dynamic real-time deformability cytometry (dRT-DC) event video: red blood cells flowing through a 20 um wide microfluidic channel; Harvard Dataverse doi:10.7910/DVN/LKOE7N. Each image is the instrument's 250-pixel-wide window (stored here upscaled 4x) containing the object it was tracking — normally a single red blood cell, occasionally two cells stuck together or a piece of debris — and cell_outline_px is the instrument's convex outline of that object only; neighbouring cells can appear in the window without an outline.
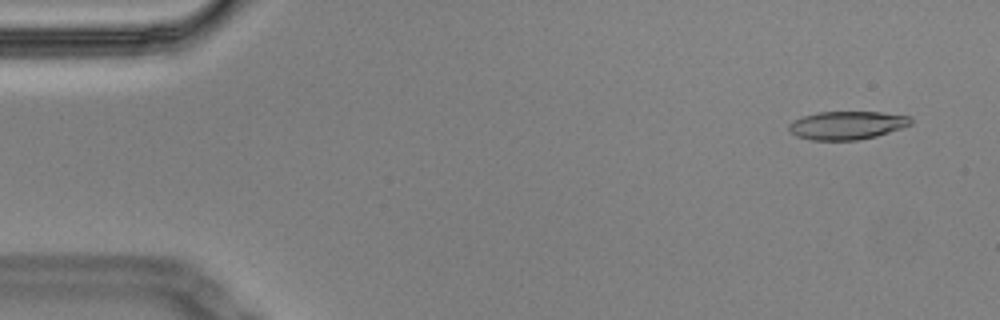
{"species": "Egyptian fruit bat (a non-hibernating species)", "species_latin": "Rousettus aegyptiacus", "temperature_condition": "cold", "stored_images_in_passage": 58, "camera_frame_rate_fps": 3000, "um_per_image_px": 0.085, "animal": {"sex": "male"}, "frame": {"image": 1, "passage_image": 4, "time_ms": 1.0, "image_size_px": [1000, 320], "cell_outline_px": [[912, 124], [876, 136], [856, 140], [812, 140], [796, 136], [788, 128], [788, 124], [804, 116], [816, 112], [880, 112], [912, 116]], "centroid_in_image_um": [72.01, 10.64], "position_along_channel_um": 13.0, "area_um2": 19.94}}
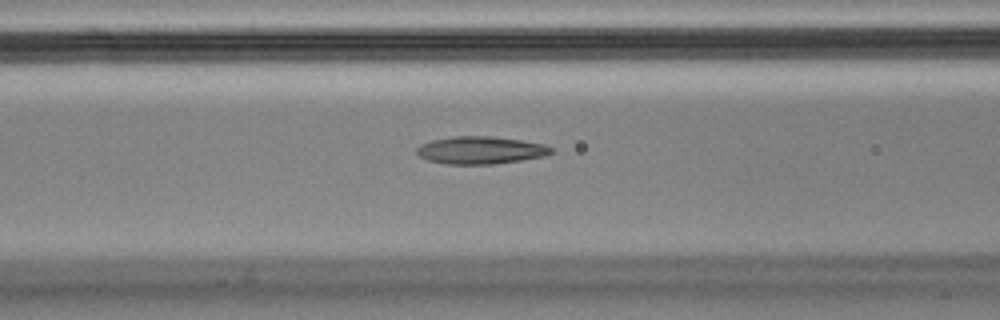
{"frame": {"image": 2, "passage_image": 23, "time_ms": 7.333, "image_size_px": [1000, 320], "cell_outline_px": [[552, 152], [544, 156], [520, 160], [492, 164], [444, 164], [428, 160], [420, 156], [416, 152], [416, 148], [420, 144], [432, 140], [452, 136], [492, 136], [520, 140], [544, 144], [552, 148]], "centroid_in_image_um": [40.81, 12.76], "position_along_channel_um": 125.8, "area_um2": 21.5}}
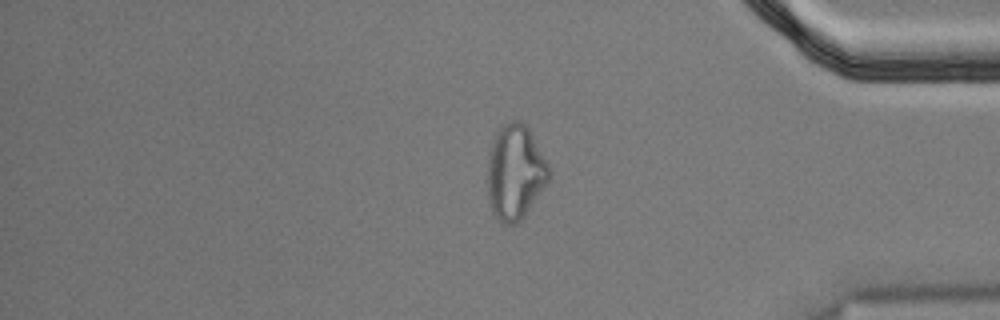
{"frame": {"image": 3, "passage_image": 48, "time_ms": 15.667, "image_size_px": [1000, 320], "cell_outline_px": [[548, 180], [524, 216], [516, 224], [504, 224], [492, 216], [488, 200], [488, 156], [492, 140], [496, 132], [504, 124], [512, 120], [520, 120], [532, 132], [548, 164]], "centroid_in_image_um": [43.75, 14.64], "position_along_channel_um": 391.4, "area_um2": 33.93}, "authors_computed_cell_mechanics": {"area_um2": 21.5305, "velocity_mm_per_s": 3.472, "shape_relaxation_time_tau1_ms": null, "shape_relaxation_time_tau2_ms": 3.11, "deformation_change_tau1": null, "deformation_change_tau2": 0.1292}}